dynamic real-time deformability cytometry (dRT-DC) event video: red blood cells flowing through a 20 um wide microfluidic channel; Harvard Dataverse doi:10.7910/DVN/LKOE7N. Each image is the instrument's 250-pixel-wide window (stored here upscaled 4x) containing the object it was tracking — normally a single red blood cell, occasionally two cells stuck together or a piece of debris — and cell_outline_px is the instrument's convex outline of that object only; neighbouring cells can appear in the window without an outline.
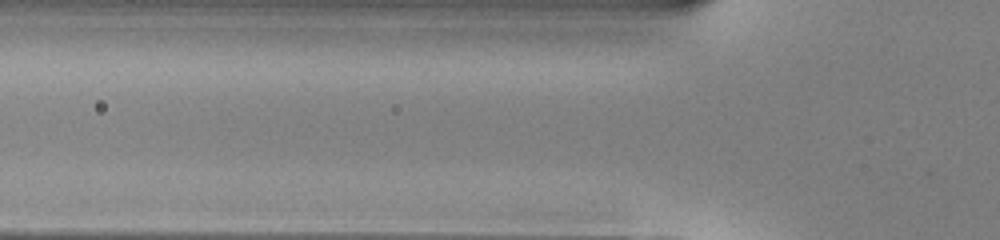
{"species": "common noctule bat (a hibernating species)", "species_latin": "Nyctalus noctula", "temperature_condition": "warm", "stored_images_in_passage": 3, "camera_frame_rate_fps": 3000, "um_per_image_px": 0.085, "animal": {"sex": "male", "body_mass_g": 13.0, "forearm_length_mm": 53.1}, "frame": {"image": 1, "passage_image": 2, "time_ms": 0.333, "image_size_px": [1000, 240], "cell_outline_px": [[516, 44], [508, 52], [364, 52], [352, 44], [360, 36], [512, 36], [516, 40]], "centroid_in_image_um": [37.0, 3.73], "position_along_channel_um": 88.8, "area_um2": 18.09}}